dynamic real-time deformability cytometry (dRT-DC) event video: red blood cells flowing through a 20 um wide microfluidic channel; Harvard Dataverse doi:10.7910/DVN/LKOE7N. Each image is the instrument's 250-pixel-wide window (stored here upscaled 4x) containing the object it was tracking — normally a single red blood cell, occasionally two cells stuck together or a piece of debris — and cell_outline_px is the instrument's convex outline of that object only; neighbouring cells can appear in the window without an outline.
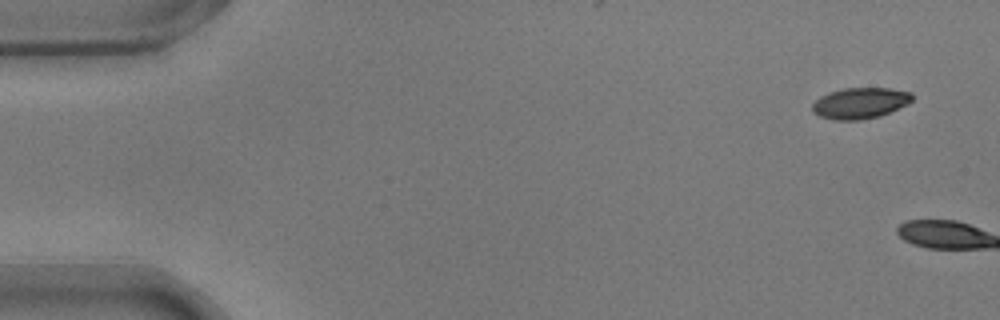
{"species": "common noctule bat (a hibernating species)", "species_latin": "Nyctalus noctula", "temperature_condition": "warm", "stored_images_in_passage": 2, "camera_frame_rate_fps": 3000, "um_per_image_px": 0.085, "animal": {"sex": "male", "body_mass_g": 17.9}, "frame": {"image": 1, "passage_image": 1, "time_ms": 0.0, "image_size_px": [1000, 320], "cell_outline_px": [[912, 100], [908, 104], [880, 116], [860, 120], [832, 120], [820, 116], [812, 112], [812, 104], [820, 96], [828, 92], [844, 88], [892, 88], [912, 92]], "centroid_in_image_um": [73.1, 8.76], "position_along_channel_um": 11.9, "area_um2": 18.21}}